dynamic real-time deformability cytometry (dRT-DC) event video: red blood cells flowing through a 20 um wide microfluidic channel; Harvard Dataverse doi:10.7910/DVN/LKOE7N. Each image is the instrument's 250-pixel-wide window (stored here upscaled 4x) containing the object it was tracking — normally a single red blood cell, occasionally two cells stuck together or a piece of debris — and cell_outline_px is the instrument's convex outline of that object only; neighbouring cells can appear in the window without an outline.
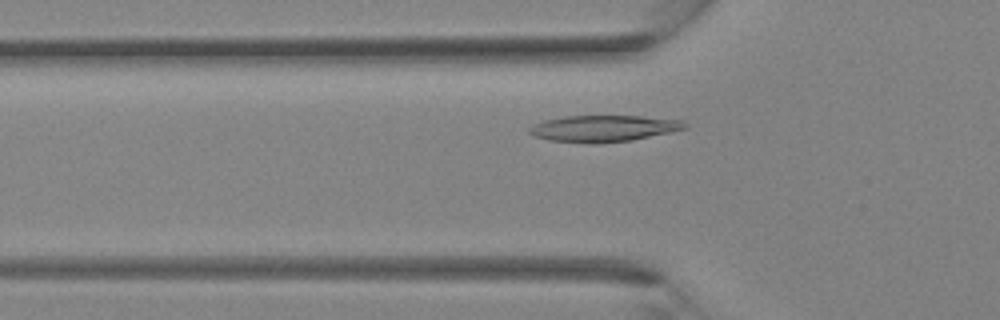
{"species": "Egyptian fruit bat (a non-hibernating species)", "species_latin": "Rousettus aegyptiacus", "temperature_condition": "room temperature", "stored_images_in_passage": 25, "camera_frame_rate_fps": 3000, "um_per_image_px": 0.085, "animal": {"sex": "female"}, "frame": {"image": 1, "passage_image": 4, "time_ms": 1.0, "image_size_px": [1000, 320], "cell_outline_px": [[688, 128], [672, 132], [632, 140], [596, 144], [592, 144], [548, 140], [532, 136], [528, 132], [528, 128], [532, 124], [544, 120], [564, 116], [640, 116], [680, 120], [688, 124]], "centroid_in_image_um": [51.27, 10.93], "position_along_channel_um": 74.5, "area_um2": 24.28}}
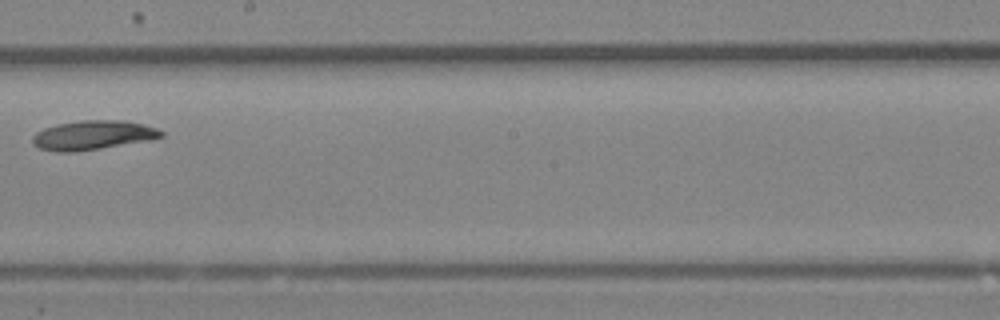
{"frame": {"image": 2, "passage_image": 13, "time_ms": 4.0, "image_size_px": [1000, 320], "cell_outline_px": [[164, 136], [148, 140], [100, 148], [72, 152], [56, 152], [40, 148], [32, 144], [32, 136], [36, 132], [44, 128], [56, 124], [80, 120], [124, 120], [144, 124], [156, 128], [164, 132]], "centroid_in_image_um": [7.87, 11.48], "position_along_channel_um": 240.3, "area_um2": 21.91}}
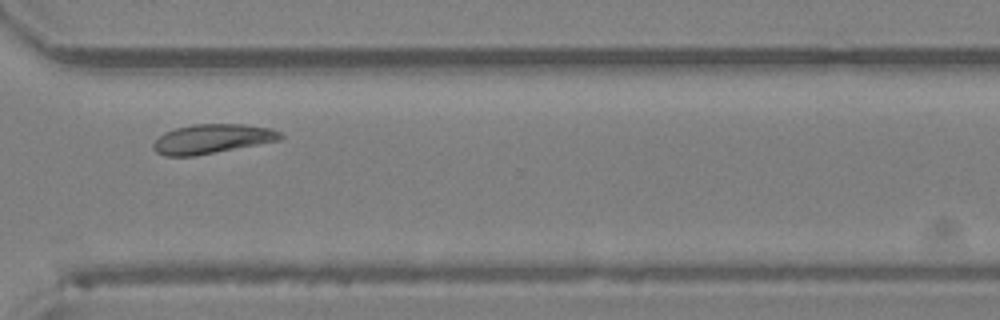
{"frame": {"image": 3, "passage_image": 19, "time_ms": 6.0, "image_size_px": [1000, 320], "cell_outline_px": [[284, 136], [280, 140], [192, 156], [164, 156], [156, 152], [152, 148], [152, 144], [164, 132], [176, 128], [192, 124], [244, 124], [272, 128], [280, 132]], "centroid_in_image_um": [18.02, 11.79], "position_along_channel_um": 352.6, "area_um2": 21.62}}